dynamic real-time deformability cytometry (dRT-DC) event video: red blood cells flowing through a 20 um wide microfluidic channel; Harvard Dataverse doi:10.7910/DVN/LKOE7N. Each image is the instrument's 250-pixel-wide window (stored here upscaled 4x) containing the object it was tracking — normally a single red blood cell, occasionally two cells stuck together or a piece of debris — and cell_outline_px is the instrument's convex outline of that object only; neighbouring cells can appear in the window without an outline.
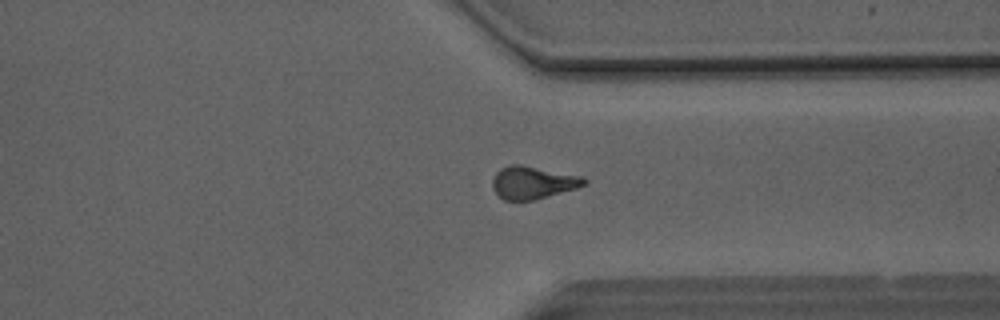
{"species": "Egyptian fruit bat (a non-hibernating species)", "species_latin": "Rousettus aegyptiacus", "temperature_condition": "room temperature", "stored_images_in_passage": 40, "segment_of_instrument_passage": [1, 2], "camera_frame_rate_fps": 3000, "um_per_image_px": 0.085, "animal": {"sex": "male"}, "frame": {"image": 1, "passage_image": 27, "time_ms": 8.667, "image_size_px": [1000, 320], "cell_outline_px": [[588, 184], [576, 188], [536, 200], [504, 200], [492, 188], [492, 180], [496, 172], [500, 168], [508, 164], [520, 164], [584, 176], [588, 180]], "centroid_in_image_um": [45.32, 15.5], "position_along_channel_um": 366.1, "area_um2": 17.69}}
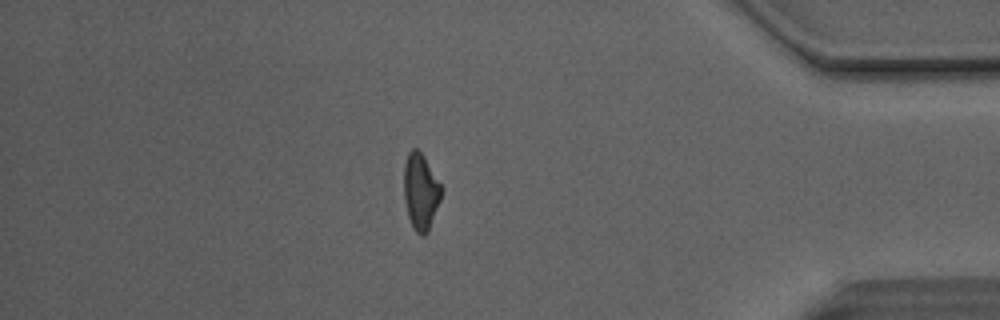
{"frame": {"image": 2, "passage_image": 32, "time_ms": 10.333, "image_size_px": [1000, 320], "cell_outline_px": [[444, 188], [440, 200], [428, 232], [424, 236], [420, 236], [416, 232], [408, 216], [404, 200], [404, 164], [408, 152], [412, 148], [416, 148], [424, 156]], "centroid_in_image_um": [35.77, 16.27], "position_along_channel_um": 399.4, "area_um2": 16.82}}